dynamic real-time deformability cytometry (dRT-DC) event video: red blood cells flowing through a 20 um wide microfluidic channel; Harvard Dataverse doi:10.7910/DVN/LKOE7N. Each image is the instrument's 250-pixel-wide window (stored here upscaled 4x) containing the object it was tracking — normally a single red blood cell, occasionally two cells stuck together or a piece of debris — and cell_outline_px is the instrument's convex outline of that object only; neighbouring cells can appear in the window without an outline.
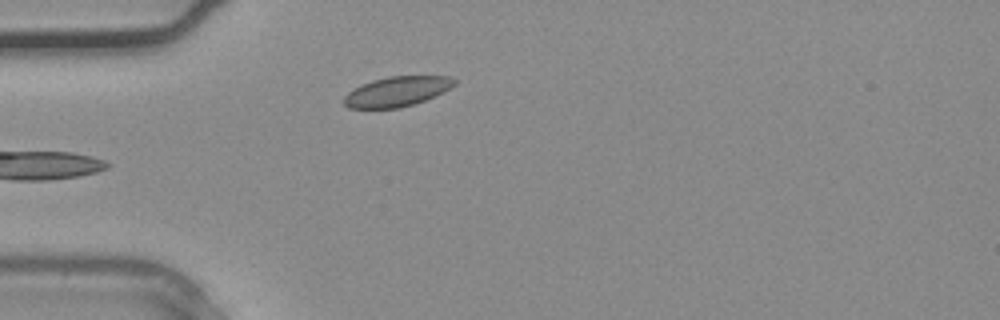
{"species": "common noctule bat (a hibernating species)", "species_latin": "Nyctalus noctula", "temperature_condition": "warm", "stored_images_in_passage": 24, "camera_frame_rate_fps": 3000, "um_per_image_px": 0.085, "animal": {"sex": "male", "body_mass_g": 20.4}, "frame": {"image": 1, "passage_image": 1, "time_ms": 0.0, "image_size_px": [1000, 320], "cell_outline_px": [[456, 84], [424, 100], [400, 108], [348, 108], [344, 104], [344, 96], [348, 92], [360, 84], [372, 80], [388, 76], [448, 76], [456, 80]], "centroid_in_image_um": [33.68, 7.77], "position_along_channel_um": 51.3, "area_um2": 19.02}}
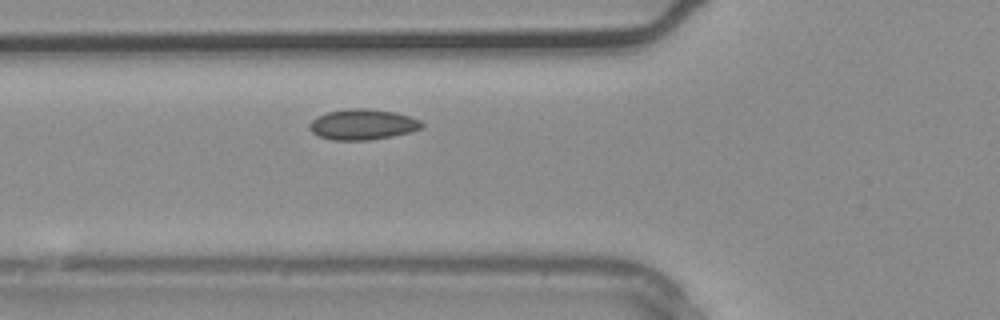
{"frame": {"image": 2, "passage_image": 4, "time_ms": 1.0, "image_size_px": [1000, 320], "cell_outline_px": [[424, 128], [412, 132], [392, 136], [368, 140], [332, 140], [320, 136], [312, 132], [308, 128], [308, 124], [316, 116], [328, 112], [348, 108], [368, 108], [396, 112], [420, 120], [424, 124]], "centroid_in_image_um": [30.84, 10.57], "position_along_channel_um": 95.0, "area_um2": 20.23}}